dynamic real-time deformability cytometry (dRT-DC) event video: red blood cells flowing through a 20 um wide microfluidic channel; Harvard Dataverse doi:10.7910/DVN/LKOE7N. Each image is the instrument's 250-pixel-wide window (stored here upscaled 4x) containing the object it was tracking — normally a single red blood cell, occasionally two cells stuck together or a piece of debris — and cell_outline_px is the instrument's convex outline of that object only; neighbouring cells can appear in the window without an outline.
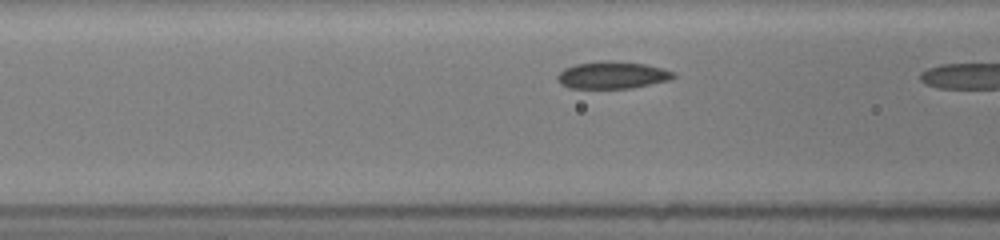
{"species": "common noctule bat (a hibernating species)", "species_latin": "Nyctalus noctula", "temperature_condition": "room temperature", "stored_images_in_passage": 6, "camera_frame_rate_fps": 3000, "um_per_image_px": 0.085, "animal": {"sex": "female", "body_mass_g": 19.5, "forearm_length_mm": 54.1}, "frame": {"image": 1, "passage_image": 5, "time_ms": 1.333, "image_size_px": [1000, 240], "cell_outline_px": [[676, 76], [668, 80], [632, 88], [568, 88], [560, 84], [556, 76], [564, 68], [576, 64], [608, 60], [612, 60], [644, 64], [664, 68], [672, 72]], "centroid_in_image_um": [52.02, 6.38], "position_along_channel_um": 114.6, "area_um2": 18.32}}